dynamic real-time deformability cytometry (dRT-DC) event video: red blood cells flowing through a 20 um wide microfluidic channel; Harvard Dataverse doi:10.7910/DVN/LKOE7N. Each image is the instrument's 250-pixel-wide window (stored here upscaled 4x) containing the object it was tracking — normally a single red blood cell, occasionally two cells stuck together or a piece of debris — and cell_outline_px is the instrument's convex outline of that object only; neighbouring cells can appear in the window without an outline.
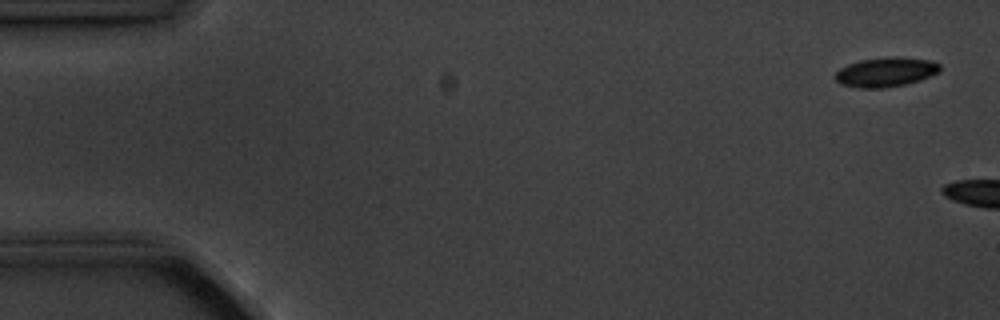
{"species": "common noctule bat (a hibernating species)", "species_latin": "Nyctalus noctula", "temperature_condition": "cold", "stored_images_in_passage": 3, "camera_frame_rate_fps": 3000, "um_per_image_px": 0.085, "animal": {"sex": "male", "body_mass_g": 20.1, "forearm_length_mm": 53.5}, "frame": {"image": 1, "passage_image": 1, "time_ms": 0.0, "image_size_px": [1000, 320], "cell_outline_px": [[940, 68], [936, 72], [920, 80], [904, 84], [884, 88], [860, 88], [840, 84], [836, 80], [836, 72], [840, 68], [848, 64], [860, 60], [884, 56], [896, 56], [932, 60], [940, 64]], "centroid_in_image_um": [75.27, 6.11], "position_along_channel_um": 9.7, "area_um2": 17.98}}